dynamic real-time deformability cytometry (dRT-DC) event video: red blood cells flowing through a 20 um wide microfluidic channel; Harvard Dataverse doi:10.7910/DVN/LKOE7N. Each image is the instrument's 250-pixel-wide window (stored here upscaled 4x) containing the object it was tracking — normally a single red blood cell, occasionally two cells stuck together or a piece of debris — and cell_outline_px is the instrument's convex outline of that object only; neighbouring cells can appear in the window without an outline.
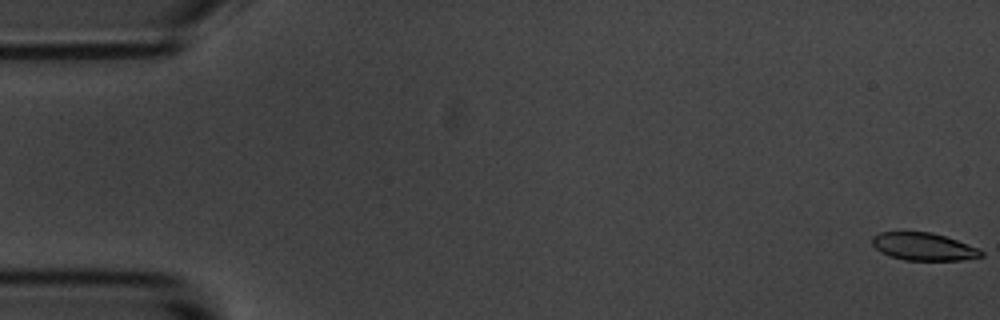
{"species": "common noctule bat (a hibernating species)", "species_latin": "Nyctalus noctula", "temperature_condition": "room temperature", "stored_images_in_passage": 3, "camera_frame_rate_fps": 3000, "um_per_image_px": 0.085, "animal": {"sex": "male", "body_mass_g": 20.1, "forearm_length_mm": 53.5}, "frame": {"image": 1, "passage_image": 1, "time_ms": 0.0, "image_size_px": [1000, 320], "cell_outline_px": [[984, 256], [960, 260], [904, 260], [880, 252], [872, 244], [872, 236], [880, 232], [932, 232], [956, 240], [976, 248], [984, 252]], "centroid_in_image_um": [78.48, 20.96], "position_along_channel_um": 6.5, "area_um2": 17.34}}